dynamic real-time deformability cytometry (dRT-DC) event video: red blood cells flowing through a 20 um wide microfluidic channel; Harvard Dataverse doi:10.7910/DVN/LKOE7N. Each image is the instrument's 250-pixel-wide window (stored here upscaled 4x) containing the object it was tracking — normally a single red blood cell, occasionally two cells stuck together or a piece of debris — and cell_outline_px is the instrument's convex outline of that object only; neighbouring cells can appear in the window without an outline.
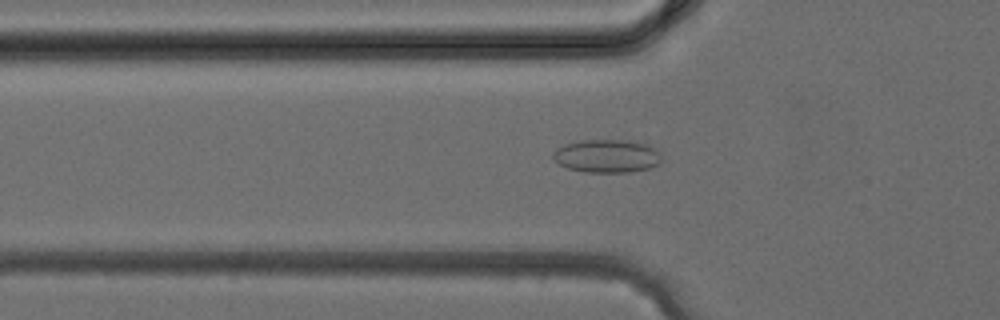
{"species": "common noctule bat (a hibernating species)", "species_latin": "Nyctalus noctula", "temperature_condition": "cold", "stored_images_in_passage": 37, "camera_frame_rate_fps": 3000, "um_per_image_px": 0.085, "animal": {"sex": "female", "body_mass_g": 24.6, "forearm_length_mm": 56.2}, "frame": {"image": 1, "passage_image": 12, "time_ms": 3.667, "image_size_px": [1000, 320], "cell_outline_px": [[660, 164], [652, 168], [628, 172], [584, 172], [568, 168], [560, 164], [552, 156], [552, 152], [556, 148], [564, 144], [580, 140], [628, 140], [648, 144], [660, 152]], "centroid_in_image_um": [51.6, 13.26], "position_along_channel_um": 74.2, "area_um2": 21.15}}
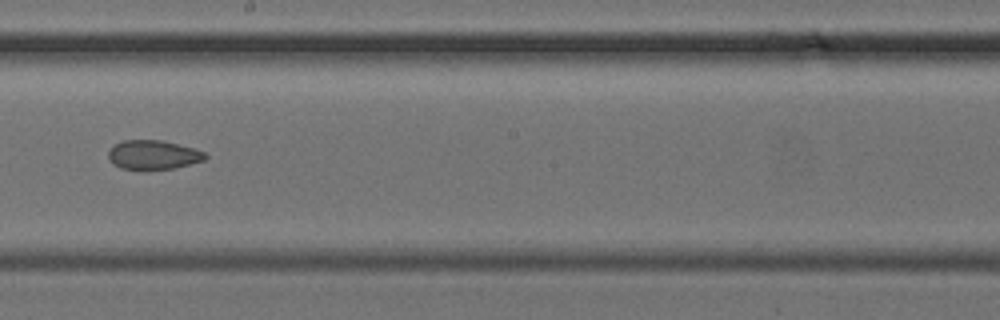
{"frame": {"image": 2, "passage_image": 21, "time_ms": 6.667, "image_size_px": [1000, 320], "cell_outline_px": [[208, 156], [204, 160], [176, 168], [144, 172], [120, 168], [112, 164], [108, 160], [108, 152], [116, 144], [124, 140], [160, 140], [192, 148], [204, 152]], "centroid_in_image_um": [12.98, 13.21], "position_along_channel_um": 235.2, "area_um2": 16.88}}
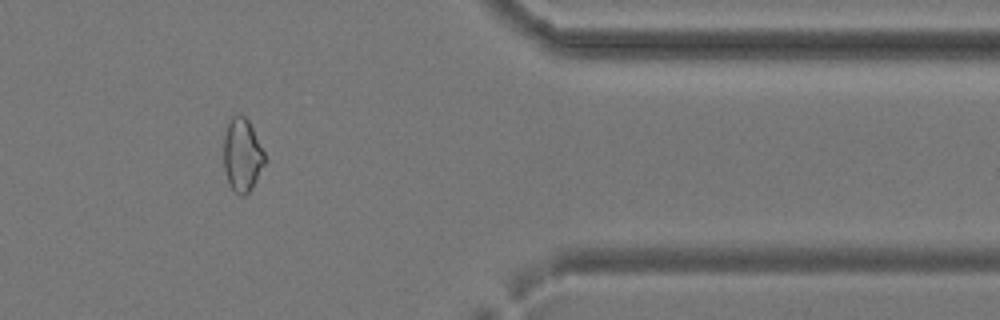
{"frame": {"image": 3, "passage_image": 31, "time_ms": 10.0, "image_size_px": [1000, 320], "cell_outline_px": [[264, 164], [252, 188], [244, 196], [240, 196], [228, 184], [224, 168], [224, 136], [228, 124], [232, 116], [240, 112], [248, 120], [264, 152]], "centroid_in_image_um": [20.57, 13.18], "position_along_channel_um": 390.8, "area_um2": 17.34}}